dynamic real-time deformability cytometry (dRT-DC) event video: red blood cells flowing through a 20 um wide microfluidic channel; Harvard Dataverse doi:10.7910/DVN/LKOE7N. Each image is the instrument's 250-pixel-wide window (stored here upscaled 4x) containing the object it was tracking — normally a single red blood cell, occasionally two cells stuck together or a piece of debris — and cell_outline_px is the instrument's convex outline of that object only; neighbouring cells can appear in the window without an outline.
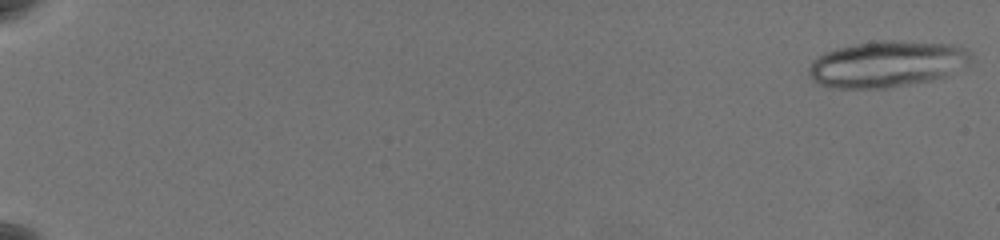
{"species": "common noctule bat (a hibernating species)", "species_latin": "Nyctalus noctula", "temperature_condition": "warm", "stored_images_in_passage": 31, "camera_frame_rate_fps": 3000, "um_per_image_px": 0.085, "animal": {"sex": "female", "body_mass_g": 19.5, "forearm_length_mm": 54.1}, "frame": {"image": 1, "passage_image": 1, "time_ms": 0.0, "image_size_px": [1000, 240], "cell_outline_px": [[976, 60], [944, 76], [928, 80], [888, 88], [836, 88], [820, 84], [808, 72], [808, 68], [824, 52], [836, 48], [872, 40], [896, 40], [948, 44], [964, 48]], "centroid_in_image_um": [75.41, 5.42], "position_along_channel_um": 9.6, "area_um2": 43.35}}